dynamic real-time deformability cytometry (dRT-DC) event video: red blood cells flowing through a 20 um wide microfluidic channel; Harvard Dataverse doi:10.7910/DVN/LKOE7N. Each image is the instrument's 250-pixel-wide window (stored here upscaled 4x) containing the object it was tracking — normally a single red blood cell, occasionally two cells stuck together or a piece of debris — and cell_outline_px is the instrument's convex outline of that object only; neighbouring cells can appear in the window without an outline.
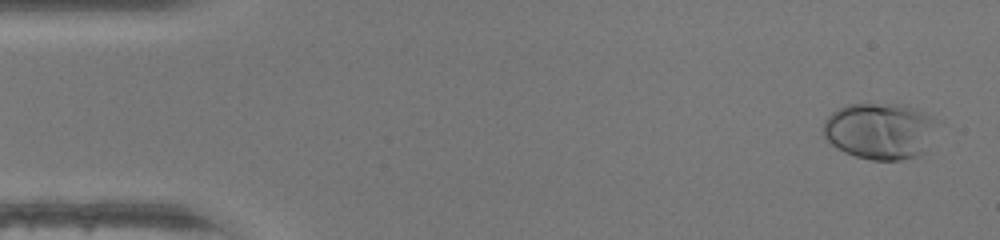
{"species": "human", "species_latin": "Homo sapiens", "temperature_condition": "warm", "stored_images_in_passage": 47, "camera_frame_rate_fps": 3000, "um_per_image_px": 0.085, "donor": {"sex": "female"}, "frame": {"image": 1, "passage_image": 2, "time_ms": 0.333, "image_size_px": [1000, 240], "cell_outline_px": [[932, 120], [924, 152], [920, 156], [900, 160], [872, 160], [856, 156], [844, 152], [836, 148], [824, 136], [824, 120], [836, 108], [848, 104], [900, 104], [916, 108], [932, 116]], "centroid_in_image_um": [74.69, 11.12], "position_along_channel_um": 10.3, "area_um2": 36.76}}
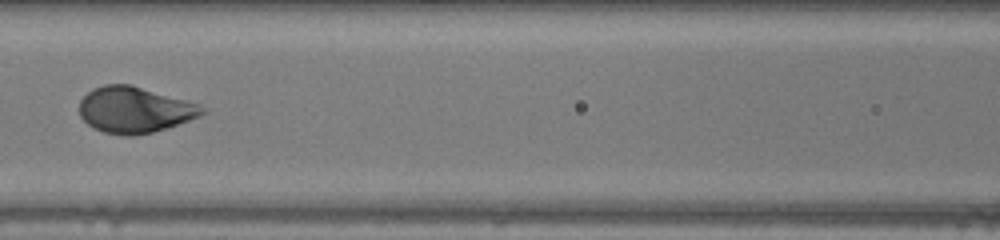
{"frame": {"image": 2, "passage_image": 21, "time_ms": 6.667, "image_size_px": [1000, 240], "cell_outline_px": [[208, 112], [200, 116], [168, 128], [136, 136], [124, 136], [104, 132], [92, 128], [80, 116], [80, 100], [92, 88], [104, 84], [132, 84], [200, 104]], "centroid_in_image_um": [11.45, 9.33], "position_along_channel_um": 155.1, "area_um2": 33.29}}
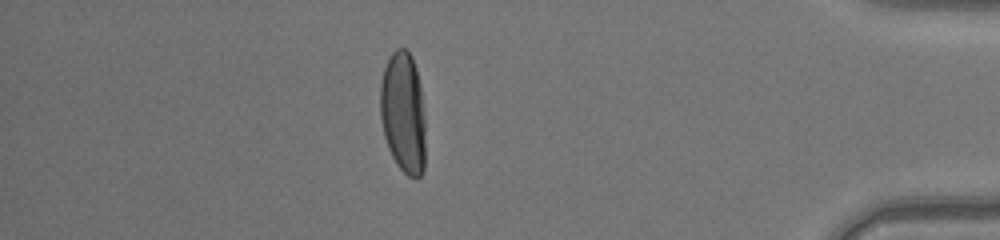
{"frame": {"image": 3, "passage_image": 41, "time_ms": 13.333, "image_size_px": [1000, 240], "cell_outline_px": [[424, 172], [416, 180], [408, 176], [396, 164], [388, 148], [384, 136], [380, 116], [380, 84], [384, 68], [392, 52], [396, 48], [404, 48], [412, 56], [416, 68], [420, 84], [424, 116]], "centroid_in_image_um": [34.27, 9.6], "position_along_channel_um": 400.9, "area_um2": 32.19}, "authors_computed_cell_mechanics": {"area_um2": 33.1772, "velocity_mm_per_s": 4.3646, "shape_relaxation_time_tau1_ms": 3.2016, "shape_relaxation_time_tau2_ms": null, "deformation_change_tau1": 0.2093, "deformation_change_tau2": null}}